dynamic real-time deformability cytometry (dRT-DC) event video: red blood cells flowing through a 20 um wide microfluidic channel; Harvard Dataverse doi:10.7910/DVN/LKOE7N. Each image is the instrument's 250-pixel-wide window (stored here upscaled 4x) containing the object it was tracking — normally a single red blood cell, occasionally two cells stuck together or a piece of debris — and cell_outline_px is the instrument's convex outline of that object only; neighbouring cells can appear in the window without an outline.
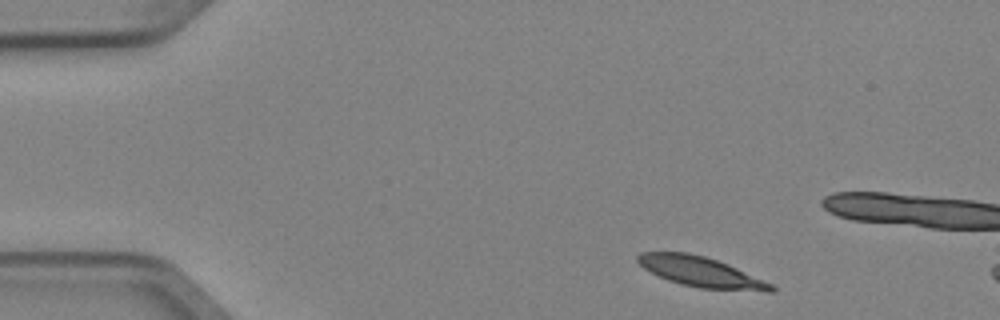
{"species": "Egyptian fruit bat (a non-hibernating species)", "species_latin": "Rousettus aegyptiacus", "temperature_condition": "cold", "stored_images_in_passage": 4, "camera_frame_rate_fps": 3000, "um_per_image_px": 0.085, "animal": {"sex": "female"}, "frame": {"image": 1, "passage_image": 1, "time_ms": 0.0, "image_size_px": [1000, 320], "cell_outline_px": [[776, 292], [764, 292], [700, 288], [680, 284], [668, 280], [644, 268], [636, 260], [636, 256], [640, 252], [688, 252], [704, 256], [728, 264], [772, 284], [776, 288]], "centroid_in_image_um": [59.6, 23.12], "position_along_channel_um": 25.4, "area_um2": 23.41}}